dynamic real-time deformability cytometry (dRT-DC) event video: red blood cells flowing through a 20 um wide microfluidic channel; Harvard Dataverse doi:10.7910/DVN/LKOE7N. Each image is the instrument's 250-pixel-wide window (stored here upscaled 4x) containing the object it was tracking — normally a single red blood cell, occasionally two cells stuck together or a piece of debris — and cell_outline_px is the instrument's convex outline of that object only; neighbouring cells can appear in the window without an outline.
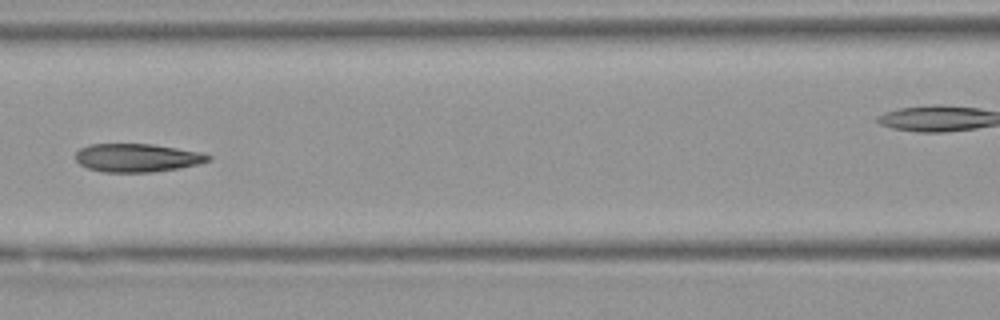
{"species": "Egyptian fruit bat (a non-hibernating species)", "species_latin": "Rousettus aegyptiacus", "temperature_condition": "warm", "stored_images_in_passage": 9, "segment_of_instrument_passage": [1, 2], "camera_frame_rate_fps": 3000, "um_per_image_px": 0.085, "animal": {"sex": "female"}, "frame": {"image": 1, "passage_image": 7, "time_ms": 7.667, "image_size_px": [1000, 320], "cell_outline_px": [[212, 160], [180, 168], [152, 172], [104, 172], [88, 168], [80, 164], [76, 160], [76, 152], [80, 148], [88, 144], [152, 144], [200, 152], [212, 156]], "centroid_in_image_um": [11.65, 13.41], "position_along_channel_um": 154.9, "area_um2": 21.85}}
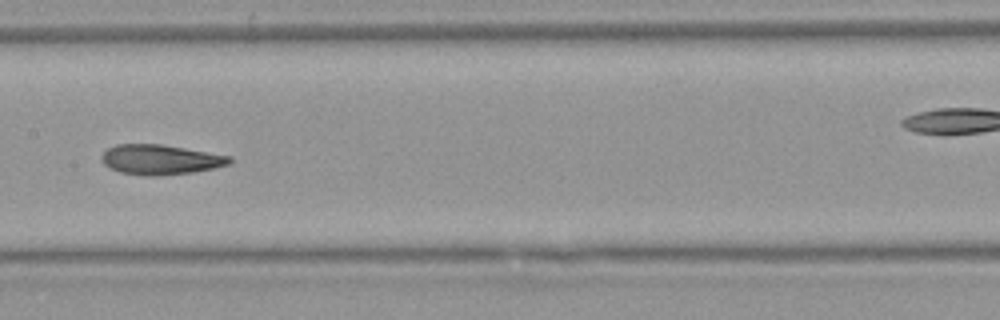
{"frame": {"image": 2, "passage_image": 8, "time_ms": 8.667, "image_size_px": [1000, 320], "cell_outline_px": [[232, 160], [228, 164], [212, 168], [192, 172], [156, 176], [148, 176], [120, 172], [104, 164], [100, 156], [108, 148], [116, 144], [160, 144], [232, 156]], "centroid_in_image_um": [13.62, 13.56], "position_along_channel_um": 193.8, "area_um2": 22.08}}